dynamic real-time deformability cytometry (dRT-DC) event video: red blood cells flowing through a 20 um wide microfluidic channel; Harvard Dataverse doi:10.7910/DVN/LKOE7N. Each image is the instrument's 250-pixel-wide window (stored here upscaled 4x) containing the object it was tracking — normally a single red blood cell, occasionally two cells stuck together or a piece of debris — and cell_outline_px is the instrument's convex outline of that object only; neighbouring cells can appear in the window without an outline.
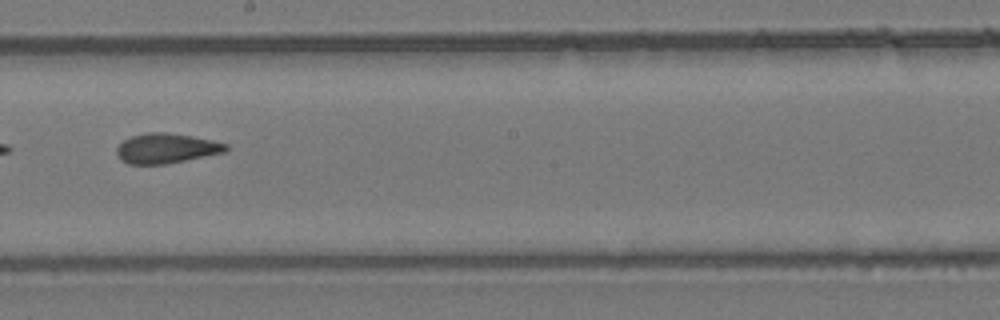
{"species": "common noctule bat (a hibernating species)", "species_latin": "Nyctalus noctula", "temperature_condition": "room temperature", "stored_images_in_passage": 12, "camera_frame_rate_fps": 3000, "um_per_image_px": 0.085, "animal": {"sex": "female", "body_mass_g": 24.6, "forearm_length_mm": 56.2}, "frame": {"image": 1, "passage_image": 7, "time_ms": 7.667, "image_size_px": [1000, 320], "cell_outline_px": [[228, 148], [224, 152], [164, 164], [128, 164], [120, 160], [116, 152], [116, 148], [124, 140], [132, 136], [148, 132], [164, 132], [192, 136], [212, 140], [228, 144]], "centroid_in_image_um": [14.1, 12.6], "position_along_channel_um": 234.1, "area_um2": 18.84}}
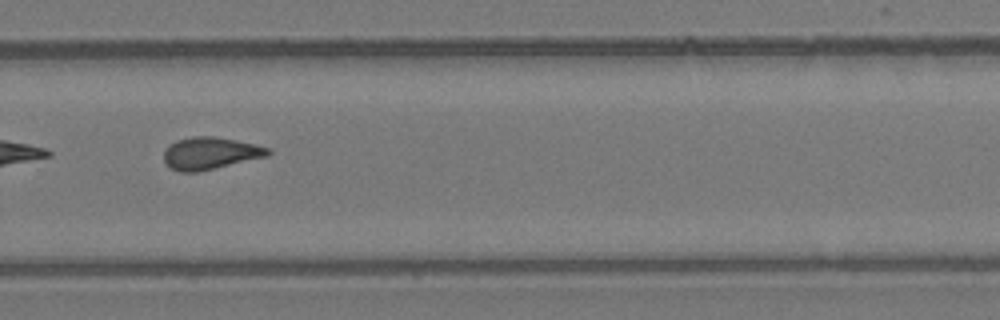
{"frame": {"image": 2, "passage_image": 9, "time_ms": 9.667, "image_size_px": [1000, 320], "cell_outline_px": [[272, 152], [268, 156], [200, 172], [180, 172], [172, 168], [164, 160], [164, 152], [176, 140], [192, 136], [212, 136], [236, 140], [256, 144], [268, 148]], "centroid_in_image_um": [17.9, 13.03], "position_along_channel_um": 311.9, "area_um2": 19.48}}
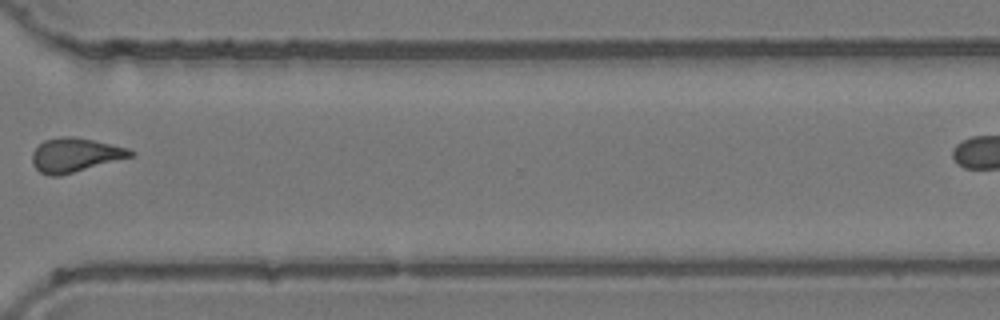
{"frame": {"image": 3, "passage_image": 10, "time_ms": 11.0, "image_size_px": [1000, 320], "cell_outline_px": [[136, 156], [60, 176], [48, 176], [40, 172], [32, 164], [32, 152], [44, 140], [60, 136], [72, 136], [92, 140], [128, 148], [136, 152]], "centroid_in_image_um": [6.41, 13.19], "position_along_channel_um": 364.2, "area_um2": 19.71}, "authors_computed_cell_mechanics": {"area_um2": 19.5942, "velocity_mm_per_s": 3.9114, "shape_relaxation_time_tau1_ms": null, "shape_relaxation_time_tau2_ms": 1.6846, "deformation_change_tau1": null, "deformation_change_tau2": 0.0706}}